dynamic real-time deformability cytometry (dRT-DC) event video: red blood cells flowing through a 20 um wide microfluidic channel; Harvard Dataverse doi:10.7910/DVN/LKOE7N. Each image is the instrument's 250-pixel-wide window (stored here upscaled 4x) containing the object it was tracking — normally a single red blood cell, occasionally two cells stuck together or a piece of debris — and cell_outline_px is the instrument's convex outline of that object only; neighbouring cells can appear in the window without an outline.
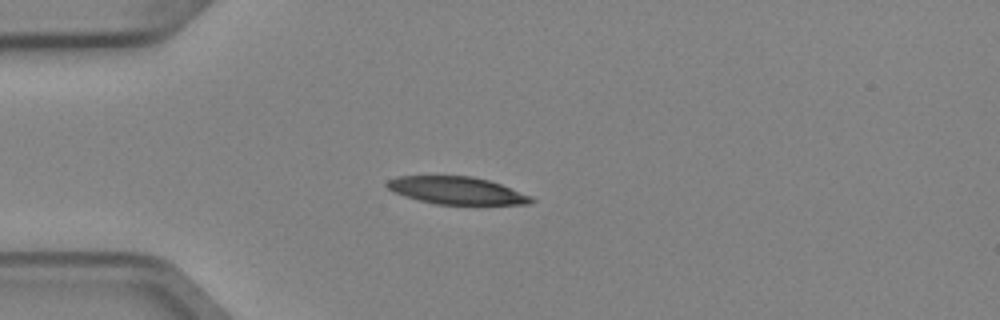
{"species": "Egyptian fruit bat (a non-hibernating species)", "species_latin": "Rousettus aegyptiacus", "temperature_condition": "cold", "stored_images_in_passage": 3, "camera_frame_rate_fps": 3000, "um_per_image_px": 0.085, "animal": {"sex": "female"}, "frame": {"image": 1, "passage_image": 3, "time_ms": 0.667, "image_size_px": [1000, 320], "cell_outline_px": [[536, 200], [532, 204], [436, 204], [404, 196], [388, 188], [384, 184], [388, 180], [396, 176], [472, 176], [488, 180], [500, 184], [532, 196]], "centroid_in_image_um": [38.83, 16.19], "position_along_channel_um": 46.2, "area_um2": 22.95}}